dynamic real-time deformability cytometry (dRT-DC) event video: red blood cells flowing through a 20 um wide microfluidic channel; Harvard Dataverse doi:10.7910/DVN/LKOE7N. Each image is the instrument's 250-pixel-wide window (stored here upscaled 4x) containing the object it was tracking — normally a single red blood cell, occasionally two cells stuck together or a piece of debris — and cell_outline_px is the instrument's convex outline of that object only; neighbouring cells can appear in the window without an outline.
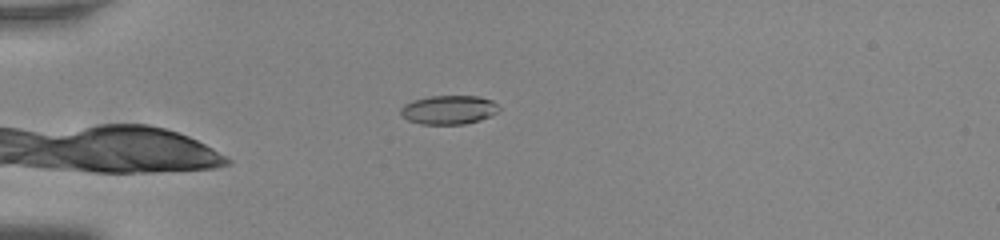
{"species": "common noctule bat (a hibernating species)", "species_latin": "Nyctalus noctula", "temperature_condition": "room temperature", "stored_images_in_passage": 40, "camera_frame_rate_fps": 3000, "um_per_image_px": 0.085, "animal": {"sex": "male", "body_mass_g": 20.0, "forearm_length_mm": 53.3}, "frame": {"image": 1, "passage_image": 1, "time_ms": 0.0, "image_size_px": [1000, 240], "cell_outline_px": [[500, 108], [492, 116], [480, 120], [464, 124], [420, 124], [408, 120], [400, 112], [400, 108], [404, 104], [412, 100], [428, 96], [480, 96], [492, 100]], "centroid_in_image_um": [38.14, 9.33], "position_along_channel_um": 46.9, "area_um2": 16.65}}
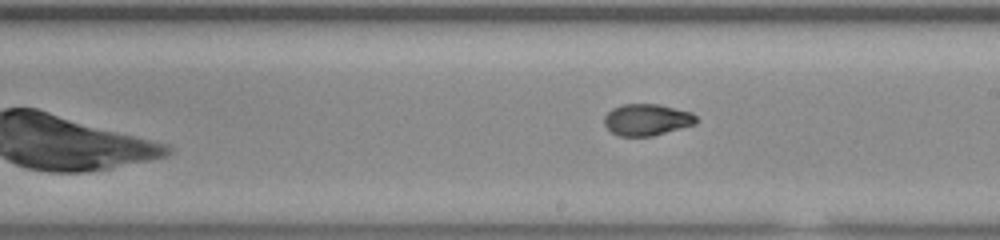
{"frame": {"image": 2, "passage_image": 18, "time_ms": 5.667, "image_size_px": [1000, 240], "cell_outline_px": [[696, 124], [652, 136], [620, 136], [612, 132], [604, 124], [604, 116], [612, 108], [624, 104], [660, 104], [692, 112], [696, 116]], "centroid_in_image_um": [54.99, 10.17], "position_along_channel_um": 234.0, "area_um2": 16.94}}
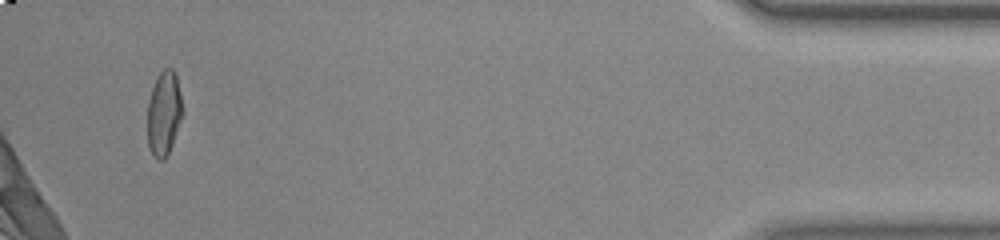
{"frame": {"image": 3, "passage_image": 38, "time_ms": 12.333, "image_size_px": [1000, 240], "cell_outline_px": [[184, 112], [172, 144], [164, 160], [156, 160], [152, 156], [148, 144], [148, 100], [152, 88], [160, 72], [164, 68], [172, 68], [176, 72]], "centroid_in_image_um": [13.95, 9.63], "position_along_channel_um": 421.3, "area_um2": 17.4}, "authors_computed_cell_mechanics": {"area_um2": 17.4556, "velocity_mm_per_s": 3.8191, "shape_relaxation_time_tau1_ms": null, "shape_relaxation_time_tau2_ms": 1.1891, "deformation_change_tau1": null, "deformation_change_tau2": 0.0518}}